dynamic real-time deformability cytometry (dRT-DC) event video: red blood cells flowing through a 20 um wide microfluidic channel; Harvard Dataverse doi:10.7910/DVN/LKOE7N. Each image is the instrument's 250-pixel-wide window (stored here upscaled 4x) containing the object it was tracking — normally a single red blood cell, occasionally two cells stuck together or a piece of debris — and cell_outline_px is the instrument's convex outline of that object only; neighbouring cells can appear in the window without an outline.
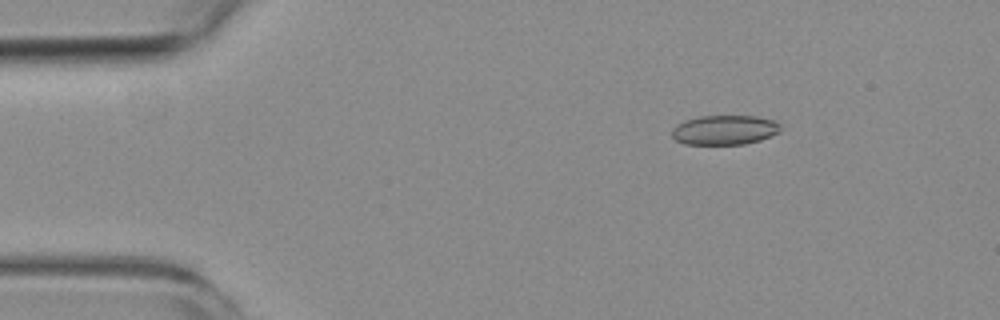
{"species": "common noctule bat (a hibernating species)", "species_latin": "Nyctalus noctula", "temperature_condition": "room temperature", "stored_images_in_passage": 4, "camera_frame_rate_fps": 3000, "um_per_image_px": 0.085, "animal": {"sex": "female", "body_mass_g": 19.3, "forearm_length_mm": 54.1}, "frame": {"image": 1, "passage_image": 1, "time_ms": 0.0, "image_size_px": [1000, 320], "cell_outline_px": [[780, 132], [772, 136], [760, 140], [744, 144], [684, 144], [676, 140], [672, 136], [672, 128], [676, 124], [684, 120], [700, 116], [756, 116], [776, 120], [780, 124]], "centroid_in_image_um": [61.6, 11.04], "position_along_channel_um": 23.4, "area_um2": 18.9}}